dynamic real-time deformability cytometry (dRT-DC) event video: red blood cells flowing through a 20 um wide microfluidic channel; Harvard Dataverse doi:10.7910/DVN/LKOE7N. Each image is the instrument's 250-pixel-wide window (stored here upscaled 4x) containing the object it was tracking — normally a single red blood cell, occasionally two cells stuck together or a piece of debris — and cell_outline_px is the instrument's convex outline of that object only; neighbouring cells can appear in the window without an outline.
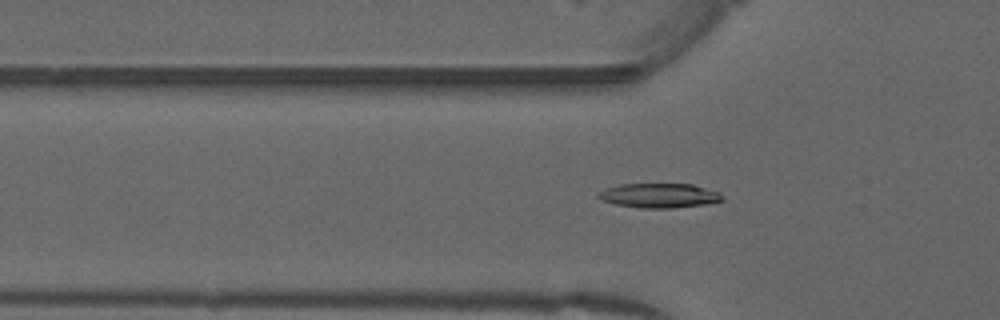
{"species": "common noctule bat (a hibernating species)", "species_latin": "Nyctalus noctula", "temperature_condition": "warm", "stored_images_in_passage": 48, "camera_frame_rate_fps": 3000, "um_per_image_px": 0.085, "animal": {"sex": "male", "forearm_length_mm": 52.5}, "frame": {"image": 1, "passage_image": 17, "time_ms": 5.333, "image_size_px": [1000, 320], "cell_outline_px": [[724, 200], [708, 204], [672, 208], [640, 208], [616, 204], [604, 200], [596, 196], [600, 192], [608, 188], [620, 184], [692, 184], [720, 192], [724, 196]], "centroid_in_image_um": [56.11, 16.62], "position_along_channel_um": 69.7, "area_um2": 17.63}}
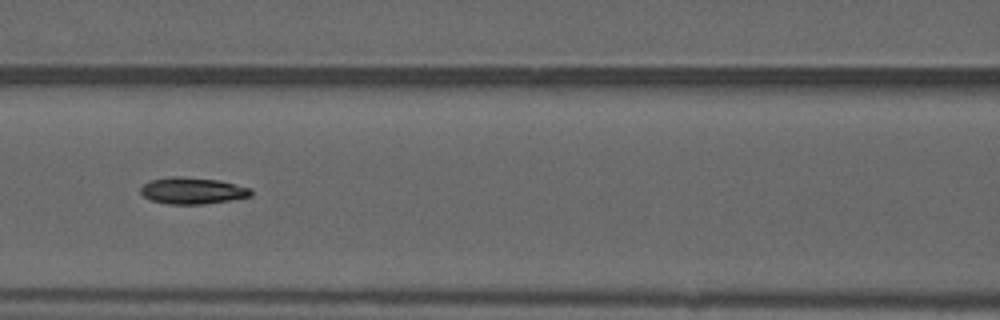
{"frame": {"image": 2, "passage_image": 23, "time_ms": 7.333, "image_size_px": [1000, 320], "cell_outline_px": [[252, 196], [232, 200], [204, 204], [168, 204], [152, 200], [144, 196], [140, 192], [140, 188], [144, 184], [152, 180], [172, 176], [180, 176], [216, 180], [248, 188], [252, 192]], "centroid_in_image_um": [16.33, 16.22], "position_along_channel_um": 150.3, "area_um2": 16.82}}
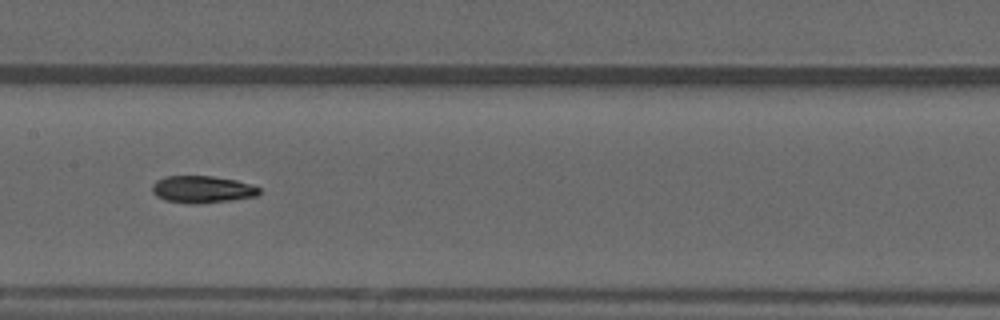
{"frame": {"image": 3, "passage_image": 26, "time_ms": 8.333, "image_size_px": [1000, 320], "cell_outline_px": [[260, 192], [256, 196], [228, 200], [196, 204], [192, 204], [164, 200], [156, 196], [152, 192], [152, 184], [156, 180], [164, 176], [212, 176], [236, 180], [252, 184], [260, 188]], "centroid_in_image_um": [17.16, 16.09], "position_along_channel_um": 190.2, "area_um2": 16.94}}